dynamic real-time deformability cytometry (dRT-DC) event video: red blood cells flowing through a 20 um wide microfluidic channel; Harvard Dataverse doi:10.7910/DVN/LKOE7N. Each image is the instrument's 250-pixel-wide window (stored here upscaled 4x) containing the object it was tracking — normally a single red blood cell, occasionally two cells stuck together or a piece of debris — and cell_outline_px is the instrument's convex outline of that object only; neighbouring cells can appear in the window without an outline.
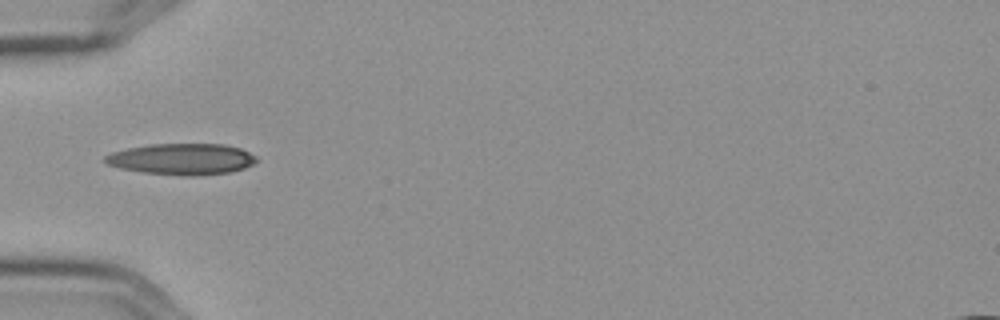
{"species": "Egyptian fruit bat (a non-hibernating species)", "species_latin": "Rousettus aegyptiacus", "temperature_condition": "cold", "stored_images_in_passage": 7, "camera_frame_rate_fps": 3000, "um_per_image_px": 0.085, "frame": {"image": 1, "passage_image": 5, "time_ms": 1.333, "image_size_px": [1000, 320], "cell_outline_px": [[256, 160], [252, 164], [244, 168], [232, 172], [144, 172], [120, 168], [108, 164], [104, 160], [104, 156], [112, 152], [128, 148], [148, 144], [224, 144], [240, 148], [256, 156]], "centroid_in_image_um": [15.43, 13.45], "position_along_channel_um": 69.6, "area_um2": 26.07}}
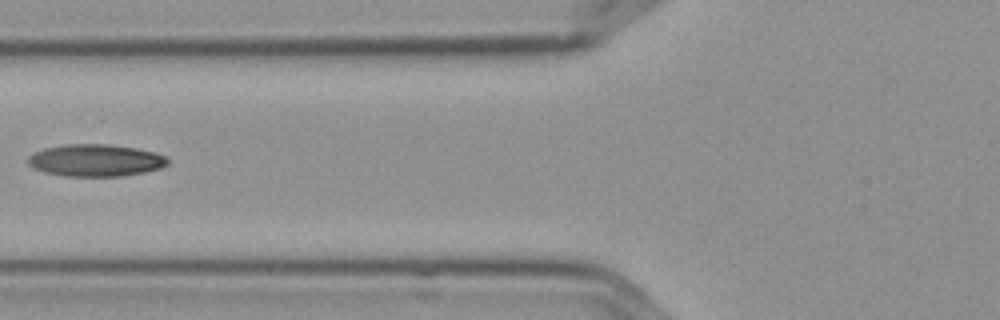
{"frame": {"image": 2, "passage_image": 6, "time_ms": 1.667, "image_size_px": [1000, 320], "cell_outline_px": [[168, 164], [160, 168], [144, 172], [120, 176], [64, 176], [44, 172], [32, 168], [28, 164], [28, 156], [32, 152], [44, 148], [64, 144], [108, 144], [136, 148], [156, 152], [168, 156]], "centroid_in_image_um": [8.11, 13.62], "position_along_channel_um": 117.7, "area_um2": 26.41}}
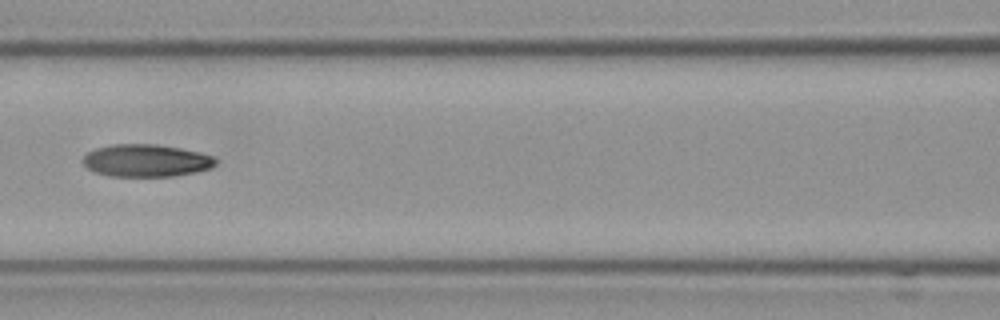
{"frame": {"image": 3, "passage_image": 7, "time_ms": 2.0, "image_size_px": [1000, 320], "cell_outline_px": [[216, 164], [212, 168], [196, 172], [172, 176], [112, 176], [96, 172], [88, 168], [80, 160], [88, 152], [96, 148], [112, 144], [156, 144], [180, 148], [200, 152], [216, 156]], "centroid_in_image_um": [12.45, 13.64], "position_along_channel_um": 154.1, "area_um2": 25.2}}